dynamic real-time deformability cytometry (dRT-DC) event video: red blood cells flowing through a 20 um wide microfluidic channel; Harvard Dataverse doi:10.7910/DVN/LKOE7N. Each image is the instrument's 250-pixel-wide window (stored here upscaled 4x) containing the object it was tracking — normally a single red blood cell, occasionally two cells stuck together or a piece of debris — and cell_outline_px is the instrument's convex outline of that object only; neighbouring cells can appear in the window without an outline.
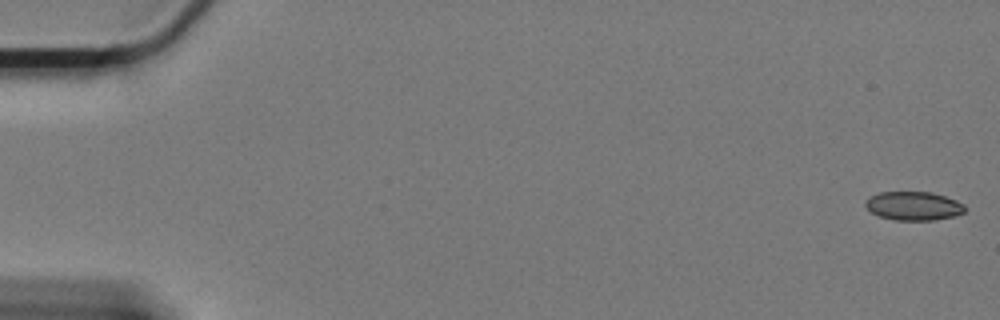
{"species": "Egyptian fruit bat (a non-hibernating species)", "species_latin": "Rousettus aegyptiacus", "temperature_condition": "cold", "stored_images_in_passage": 62, "camera_frame_rate_fps": 3000, "um_per_image_px": 0.085, "animal": {"sex": "female"}, "frame": {"image": 1, "passage_image": 1, "time_ms": 0.0, "image_size_px": [1000, 320], "cell_outline_px": [[964, 212], [956, 216], [936, 220], [896, 220], [880, 216], [872, 212], [864, 204], [864, 200], [868, 196], [880, 192], [932, 192], [956, 200], [964, 204]], "centroid_in_image_um": [77.65, 17.5], "position_along_channel_um": 7.4, "area_um2": 16.7}}
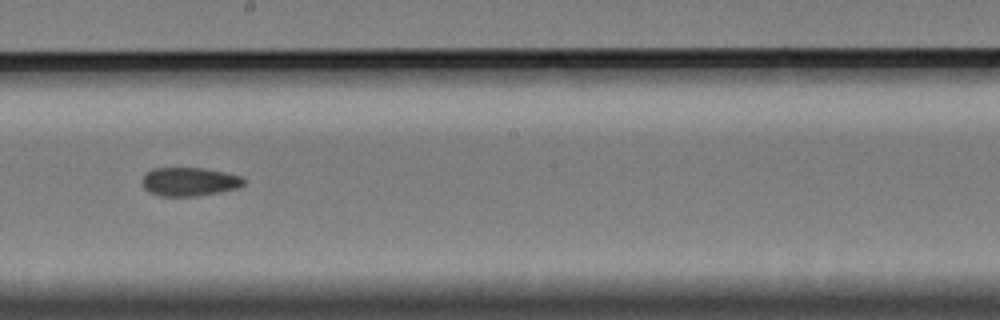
{"frame": {"image": 2, "passage_image": 35, "time_ms": 11.333, "image_size_px": [1000, 320], "cell_outline_px": [[244, 184], [240, 188], [220, 192], [196, 196], [160, 196], [148, 192], [144, 188], [140, 180], [144, 172], [152, 168], [204, 168], [224, 172], [240, 176], [244, 180]], "centroid_in_image_um": [16.04, 15.44], "position_along_channel_um": 232.2, "area_um2": 17.22}}
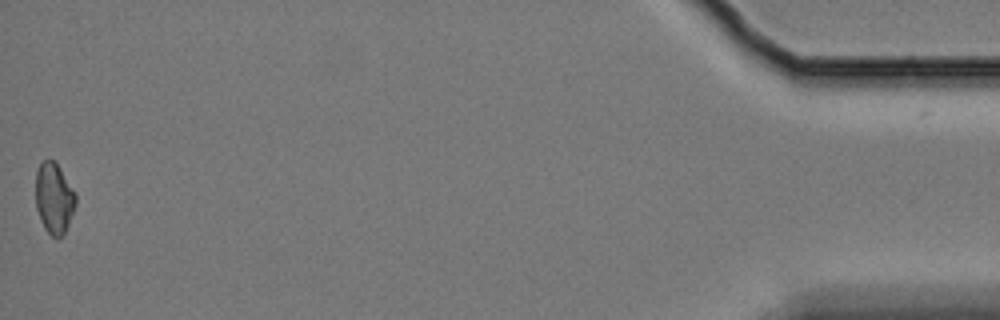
{"frame": {"image": 3, "passage_image": 61, "time_ms": 20.0, "image_size_px": [1000, 320], "cell_outline_px": [[76, 204], [68, 224], [64, 232], [60, 236], [52, 236], [44, 228], [40, 220], [36, 208], [36, 172], [40, 164], [44, 160], [52, 160], [56, 164], [76, 192]], "centroid_in_image_um": [4.59, 16.85], "position_along_channel_um": 430.6, "area_um2": 16.24}}